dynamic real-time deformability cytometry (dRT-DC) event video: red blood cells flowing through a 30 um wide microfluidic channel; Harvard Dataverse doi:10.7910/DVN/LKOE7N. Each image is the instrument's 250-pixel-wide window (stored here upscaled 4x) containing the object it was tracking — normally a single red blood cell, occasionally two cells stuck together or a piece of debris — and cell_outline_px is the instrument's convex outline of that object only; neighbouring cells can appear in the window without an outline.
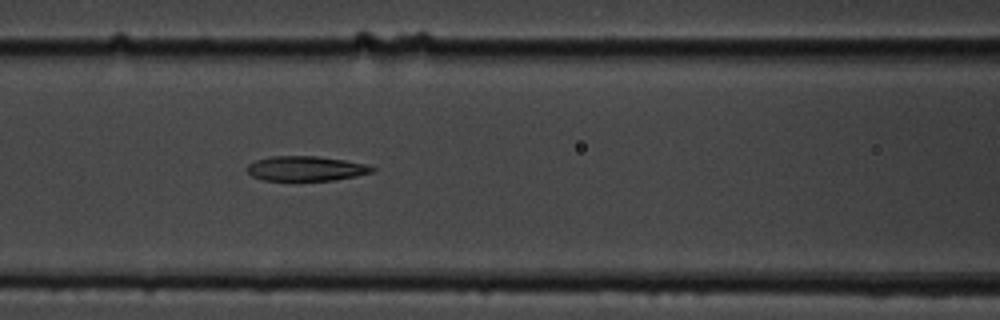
{"species": "common noctule bat (a hibernating species)", "species_latin": "Nyctalus noctula", "temperature_condition": "cold", "stored_images_in_passage": 5, "camera_frame_rate_fps": 3000, "um_per_image_px": 0.085, "animal": {"sex": "male", "body_mass_g": 19.5, "forearm_length_mm": 54.6}, "frame": {"image": 1, "passage_image": 5, "time_ms": 5.333, "image_size_px": [1000, 320], "cell_outline_px": [[376, 168], [372, 172], [356, 176], [336, 180], [264, 180], [252, 176], [248, 172], [248, 164], [256, 160], [272, 156], [316, 156], [344, 160], [368, 164]], "centroid_in_image_um": [26.03, 14.32], "position_along_channel_um": 140.6, "area_um2": 17.98}}